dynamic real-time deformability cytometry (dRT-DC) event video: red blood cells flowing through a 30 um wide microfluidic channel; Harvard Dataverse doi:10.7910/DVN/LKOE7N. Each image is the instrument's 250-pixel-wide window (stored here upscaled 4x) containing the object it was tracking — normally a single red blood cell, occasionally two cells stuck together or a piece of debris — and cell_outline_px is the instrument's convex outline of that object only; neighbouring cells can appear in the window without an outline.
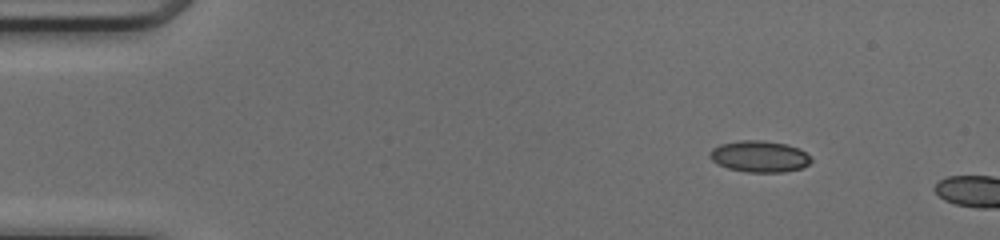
{"species": "common noctule bat (a hibernating species)", "species_latin": "Nyctalus noctula", "temperature_condition": "cold", "stored_images_in_passage": 4, "camera_frame_rate_fps": 3000, "um_per_image_px": 0.085, "animal": {"sex": "female", "body_mass_g": 17.0, "forearm_length_mm": 48.0}, "frame": {"image": 1, "passage_image": 1, "time_ms": 0.0, "image_size_px": [1000, 240], "cell_outline_px": [[812, 160], [808, 164], [800, 168], [784, 172], [748, 172], [728, 168], [716, 164], [712, 160], [708, 152], [712, 148], [720, 144], [740, 140], [764, 140], [788, 144], [800, 148]], "centroid_in_image_um": [64.53, 13.28], "position_along_channel_um": 20.5, "area_um2": 18.61}}